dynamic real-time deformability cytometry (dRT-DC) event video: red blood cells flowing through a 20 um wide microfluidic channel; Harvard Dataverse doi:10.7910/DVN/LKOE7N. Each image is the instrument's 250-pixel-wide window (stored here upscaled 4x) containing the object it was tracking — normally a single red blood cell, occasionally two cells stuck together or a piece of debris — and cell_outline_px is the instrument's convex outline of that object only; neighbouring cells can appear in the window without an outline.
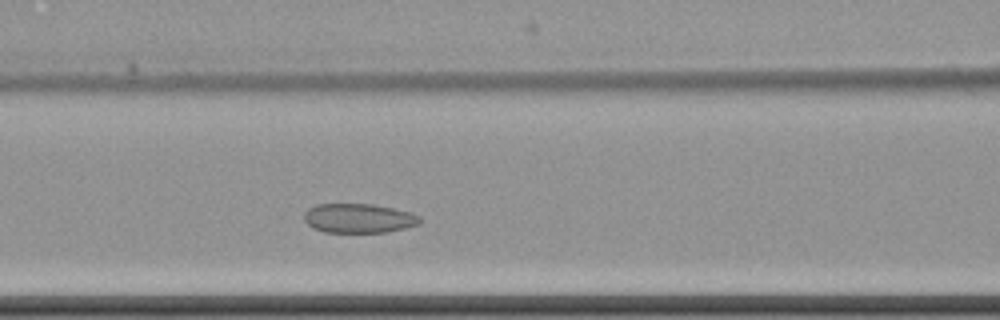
{"species": "common noctule bat (a hibernating species)", "species_latin": "Nyctalus noctula", "temperature_condition": "cold", "stored_images_in_passage": 5, "camera_frame_rate_fps": 3000, "um_per_image_px": 0.085, "animal": {"sex": "female", "body_mass_g": 22.7, "forearm_length_mm": 54.2}, "frame": {"image": 1, "passage_image": 5, "time_ms": 4.667, "image_size_px": [1000, 320], "cell_outline_px": [[420, 224], [388, 232], [324, 232], [312, 228], [304, 220], [304, 212], [308, 208], [316, 204], [372, 204], [392, 208], [408, 212], [420, 216]], "centroid_in_image_um": [30.45, 18.55], "position_along_channel_um": 136.1, "area_um2": 19.77}}